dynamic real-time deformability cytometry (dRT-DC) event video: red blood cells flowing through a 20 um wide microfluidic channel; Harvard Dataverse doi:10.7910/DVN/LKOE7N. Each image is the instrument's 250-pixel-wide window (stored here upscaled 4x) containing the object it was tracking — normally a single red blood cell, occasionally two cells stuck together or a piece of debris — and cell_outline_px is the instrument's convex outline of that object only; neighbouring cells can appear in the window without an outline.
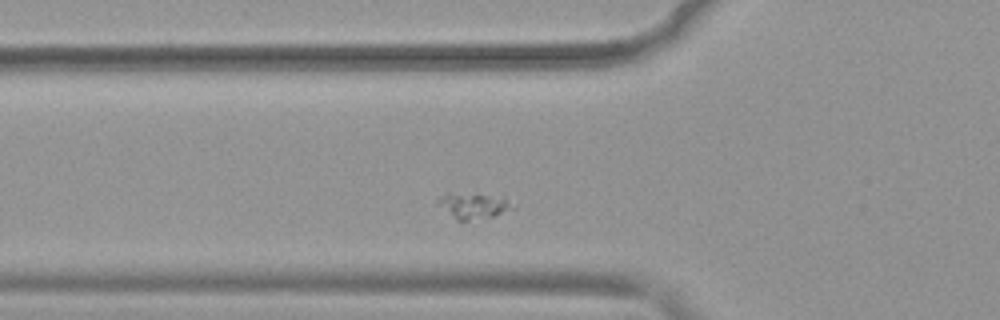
{"species": "common noctule bat (a hibernating species)", "species_latin": "Nyctalus noctula", "temperature_condition": "warm", "stored_images_in_passage": 39, "camera_frame_rate_fps": 3000, "um_per_image_px": 0.085, "animal": {"sex": "female", "body_mass_g": 19.9}, "frame": {"image": 1, "passage_image": 6, "time_ms": 1.667, "image_size_px": [1000, 320], "cell_outline_px": [[516, 208], [492, 216], [468, 220], [456, 220], [436, 204], [436, 200], [448, 192], [504, 196], [516, 204]], "centroid_in_image_um": [40.27, 17.46], "position_along_channel_um": 85.5, "area_um2": 11.44}}
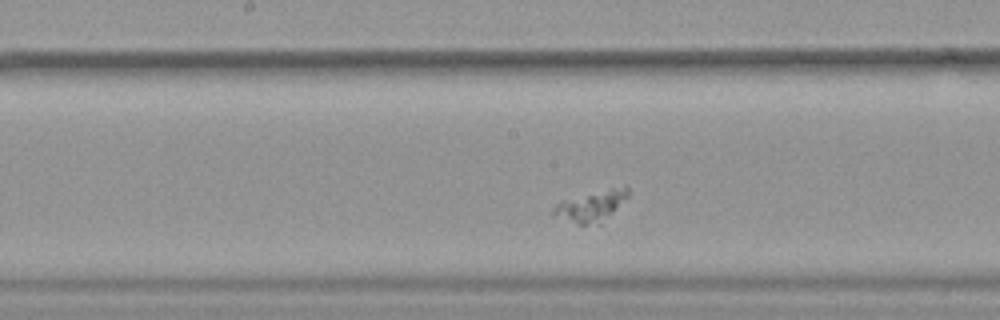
{"frame": {"image": 2, "passage_image": 15, "time_ms": 4.667, "image_size_px": [1000, 320], "cell_outline_px": [[628, 196], [600, 224], [580, 224], [552, 216], [552, 208], [560, 200], [624, 184], [628, 184]], "centroid_in_image_um": [50.24, 17.48], "position_along_channel_um": 198.0, "area_um2": 13.47}}
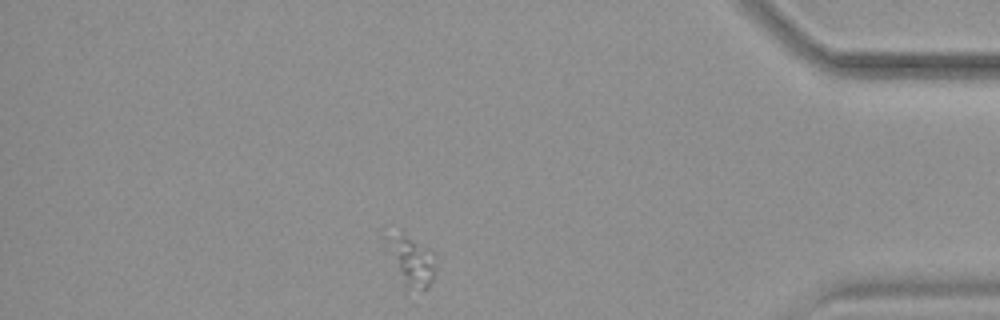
{"frame": {"image": 3, "passage_image": 34, "time_ms": 11.0, "image_size_px": [1000, 320], "cell_outline_px": [[432, 280], [428, 288], [420, 288], [404, 284], [384, 244], [384, 236], [400, 232], [424, 248], [432, 264]], "centroid_in_image_um": [34.82, 22.13], "position_along_channel_um": 400.4, "area_um2": 12.6}}